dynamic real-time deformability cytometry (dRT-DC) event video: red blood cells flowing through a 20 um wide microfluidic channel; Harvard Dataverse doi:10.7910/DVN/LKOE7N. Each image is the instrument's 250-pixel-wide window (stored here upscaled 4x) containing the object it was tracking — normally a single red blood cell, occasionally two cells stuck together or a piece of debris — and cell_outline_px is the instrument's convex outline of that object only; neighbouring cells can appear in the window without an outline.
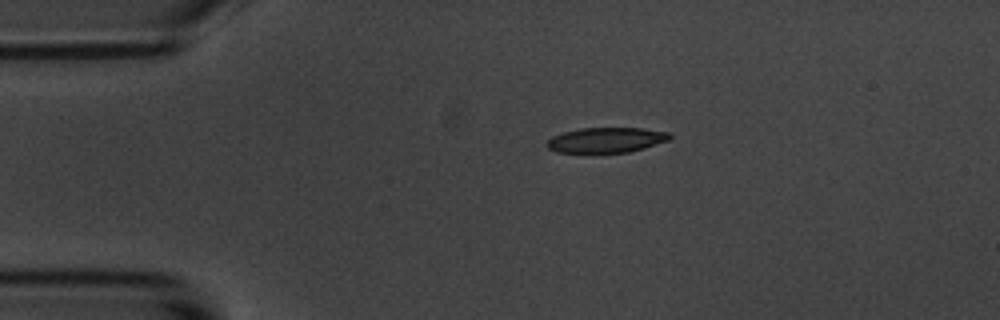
{"species": "common noctule bat (a hibernating species)", "species_latin": "Nyctalus noctula", "temperature_condition": "room temperature", "stored_images_in_passage": 46, "camera_frame_rate_fps": 3000, "um_per_image_px": 0.085, "animal": {"sex": "male", "body_mass_g": 20.1, "forearm_length_mm": 53.5}, "frame": {"image": 1, "passage_image": 1, "time_ms": 0.0, "image_size_px": [1000, 320], "cell_outline_px": [[672, 136], [668, 140], [644, 148], [628, 152], [556, 152], [548, 148], [544, 144], [552, 136], [564, 132], [580, 128], [640, 128], [668, 132]], "centroid_in_image_um": [51.5, 11.9], "position_along_channel_um": 33.5, "area_um2": 17.86}}
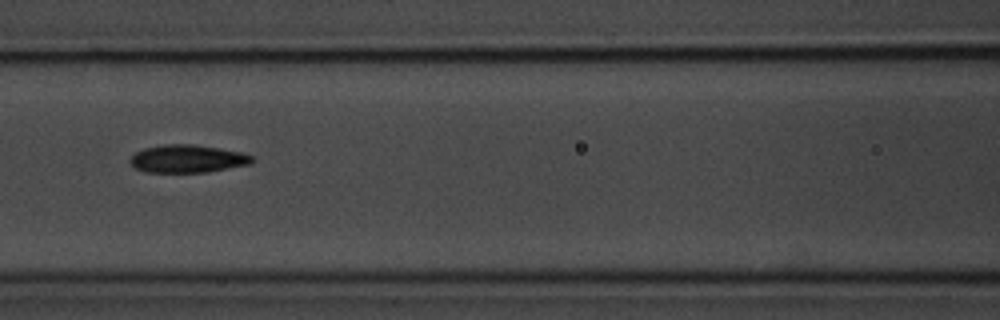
{"frame": {"image": 2, "passage_image": 14, "time_ms": 4.333, "image_size_px": [1000, 320], "cell_outline_px": [[256, 160], [252, 164], [208, 172], [144, 172], [136, 168], [128, 160], [136, 152], [144, 148], [164, 144], [196, 144], [244, 152], [252, 156]], "centroid_in_image_um": [15.99, 13.49], "position_along_channel_um": 150.6, "area_um2": 20.06}}
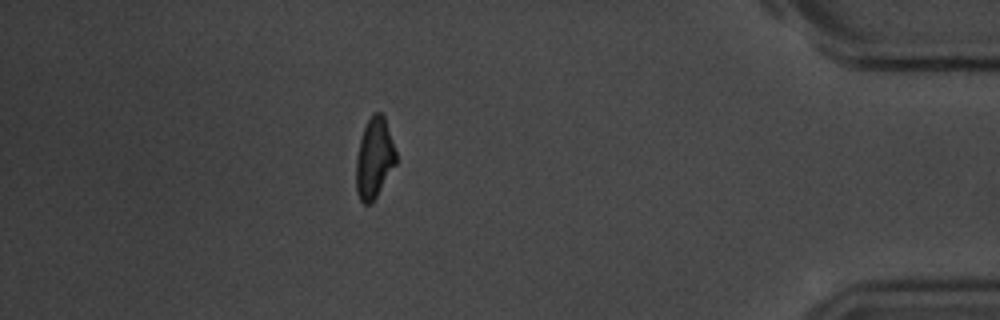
{"frame": {"image": 3, "passage_image": 39, "time_ms": 12.667, "image_size_px": [1000, 320], "cell_outline_px": [[396, 164], [372, 204], [364, 204], [360, 200], [356, 192], [356, 160], [360, 140], [364, 128], [372, 112], [380, 112], [384, 116], [396, 152]], "centroid_in_image_um": [31.81, 13.47], "position_along_channel_um": 403.4, "area_um2": 18.67}, "authors_computed_cell_mechanics": {"area_um2": 19.5653, "velocity_mm_per_s": 3.5846, "shape_relaxation_time_tau1_ms": 3.1502, "shape_relaxation_time_tau2_ms": 4.4366, "deformation_change_tau1": 0.1383, "deformation_change_tau2": 0.1143}}